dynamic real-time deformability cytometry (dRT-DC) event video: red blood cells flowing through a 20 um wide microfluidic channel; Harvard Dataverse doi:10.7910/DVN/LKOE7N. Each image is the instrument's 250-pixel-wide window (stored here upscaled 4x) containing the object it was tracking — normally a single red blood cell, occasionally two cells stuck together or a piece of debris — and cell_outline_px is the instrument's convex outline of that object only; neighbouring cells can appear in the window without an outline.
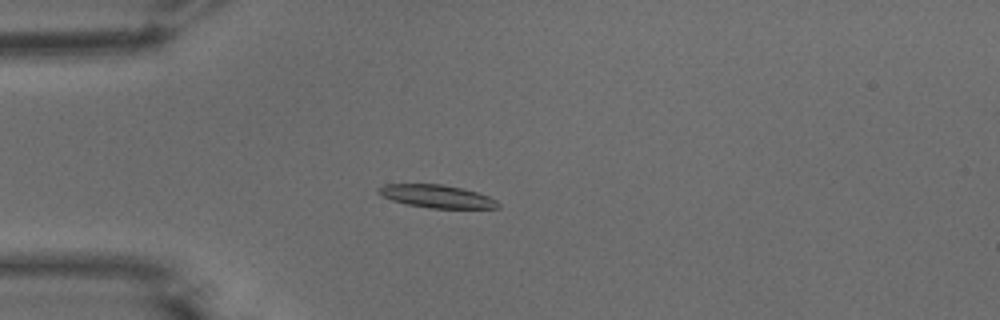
{"species": "common noctule bat (a hibernating species)", "species_latin": "Nyctalus noctula", "temperature_condition": "warm", "stored_images_in_passage": 54, "camera_frame_rate_fps": 3000, "um_per_image_px": 0.085, "animal": {"sex": "male", "body_mass_g": 15.6}, "frame": {"image": 1, "passage_image": 15, "time_ms": 4.667, "image_size_px": [1000, 320], "cell_outline_px": [[500, 208], [432, 208], [408, 204], [392, 200], [376, 192], [376, 188], [384, 184], [440, 184], [460, 188], [476, 192], [488, 196], [496, 200], [500, 204]], "centroid_in_image_um": [37.11, 16.68], "position_along_channel_um": 47.9, "area_um2": 15.78}}
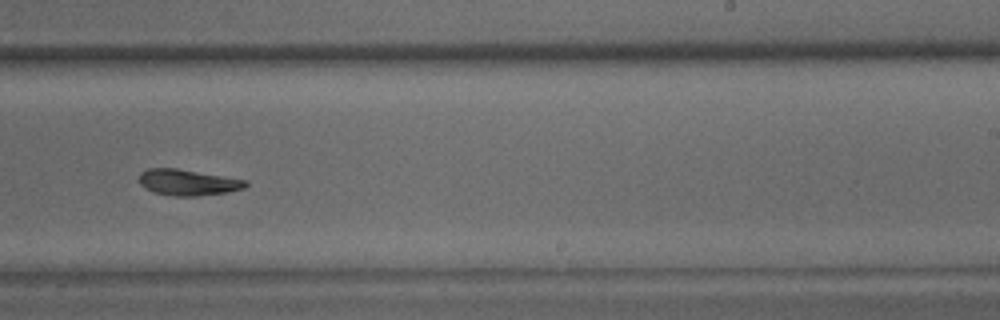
{"frame": {"image": 2, "passage_image": 34, "time_ms": 11.0, "image_size_px": [1000, 320], "cell_outline_px": [[248, 184], [244, 188], [228, 192], [196, 196], [176, 196], [152, 192], [140, 184], [136, 180], [140, 172], [148, 168], [176, 168], [248, 180]], "centroid_in_image_um": [15.93, 15.5], "position_along_channel_um": 273.1, "area_um2": 16.3}}
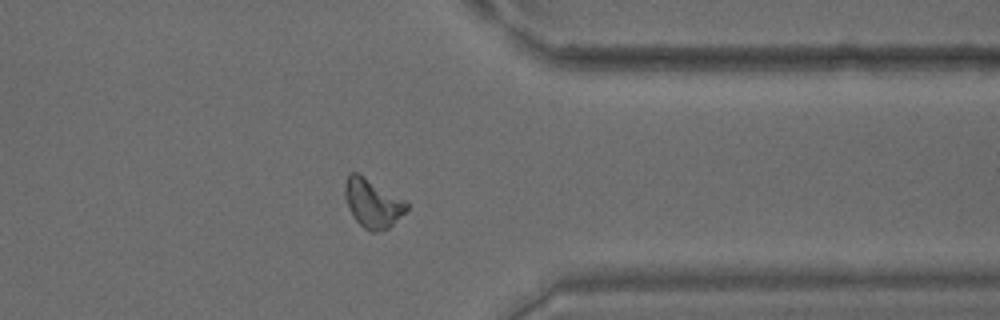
{"frame": {"image": 3, "passage_image": 43, "time_ms": 14.0, "image_size_px": [1000, 320], "cell_outline_px": [[408, 208], [388, 228], [376, 232], [372, 232], [364, 228], [352, 216], [348, 208], [344, 196], [344, 184], [348, 176], [352, 172], [356, 172], [364, 176], [404, 200], [408, 204]], "centroid_in_image_um": [31.63, 17.27], "position_along_channel_um": 379.8, "area_um2": 17.22}, "authors_computed_cell_mechanics": {"area_um2": 16.7042, "velocity_mm_per_s": 3.7913, "shape_relaxation_time_tau1_ms": 6.9827, "shape_relaxation_time_tau2_ms": 5.8474, "deformation_change_tau1": 0.2075, "deformation_change_tau2": 0.1542}}